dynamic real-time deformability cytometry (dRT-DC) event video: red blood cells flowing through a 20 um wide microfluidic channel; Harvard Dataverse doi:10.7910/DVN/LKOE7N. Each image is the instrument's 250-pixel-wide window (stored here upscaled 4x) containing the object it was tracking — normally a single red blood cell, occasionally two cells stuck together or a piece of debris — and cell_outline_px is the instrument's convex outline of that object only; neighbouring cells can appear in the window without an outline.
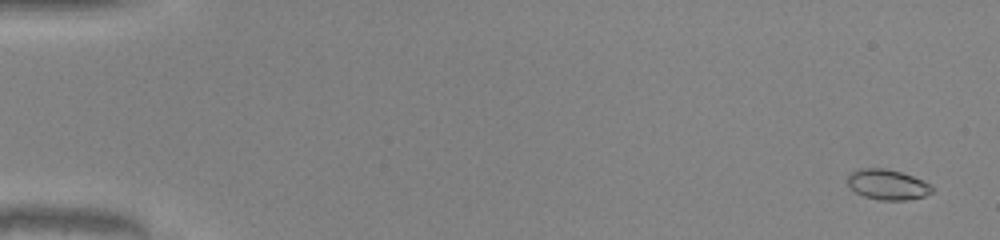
{"species": "common noctule bat (a hibernating species)", "species_latin": "Nyctalus noctula", "temperature_condition": "warm", "stored_images_in_passage": 52, "camera_frame_rate_fps": 3000, "um_per_image_px": 0.085, "animal": {"sex": "male", "body_mass_g": 20.0, "forearm_length_mm": 53.3}, "frame": {"image": 1, "passage_image": 3, "time_ms": 0.667, "image_size_px": [1000, 240], "cell_outline_px": [[932, 192], [924, 196], [908, 200], [880, 200], [864, 196], [856, 192], [848, 184], [848, 176], [856, 168], [884, 168], [900, 172], [924, 180], [932, 184]], "centroid_in_image_um": [75.46, 15.68], "position_along_channel_um": 9.5, "area_um2": 14.91}}
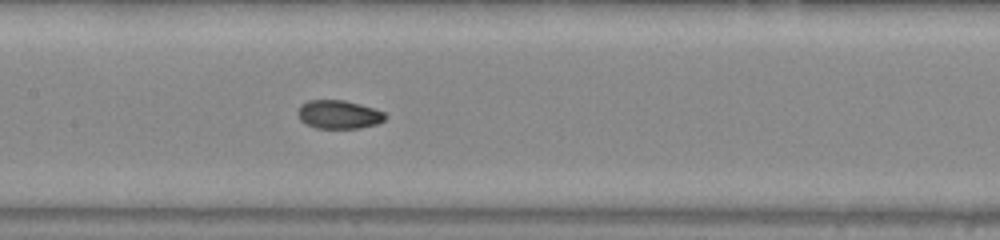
{"frame": {"image": 2, "passage_image": 27, "time_ms": 8.667, "image_size_px": [1000, 240], "cell_outline_px": [[388, 116], [384, 120], [376, 124], [360, 128], [316, 128], [304, 124], [300, 120], [296, 112], [300, 104], [308, 100], [344, 100], [360, 104], [384, 112]], "centroid_in_image_um": [28.75, 9.73], "position_along_channel_um": 178.6, "area_um2": 14.68}}
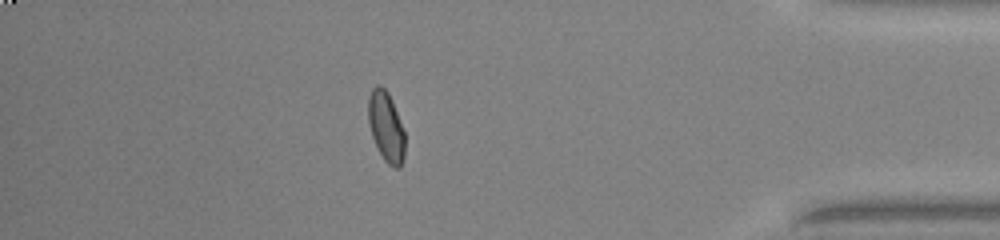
{"frame": {"image": 3, "passage_image": 46, "time_ms": 15.0, "image_size_px": [1000, 240], "cell_outline_px": [[404, 160], [400, 168], [392, 168], [384, 160], [372, 136], [368, 124], [368, 96], [372, 88], [376, 84], [380, 84], [388, 92], [392, 100], [404, 132]], "centroid_in_image_um": [32.8, 10.76], "position_along_channel_um": 402.4, "area_um2": 15.03}, "authors_computed_cell_mechanics": {"area_um2": 14.7101, "velocity_mm_per_s": 4.1237, "shape_relaxation_time_tau1_ms": 6.501, "shape_relaxation_time_tau2_ms": 1.3101, "deformation_change_tau1": 0.1793, "deformation_change_tau2": 0.0444}}